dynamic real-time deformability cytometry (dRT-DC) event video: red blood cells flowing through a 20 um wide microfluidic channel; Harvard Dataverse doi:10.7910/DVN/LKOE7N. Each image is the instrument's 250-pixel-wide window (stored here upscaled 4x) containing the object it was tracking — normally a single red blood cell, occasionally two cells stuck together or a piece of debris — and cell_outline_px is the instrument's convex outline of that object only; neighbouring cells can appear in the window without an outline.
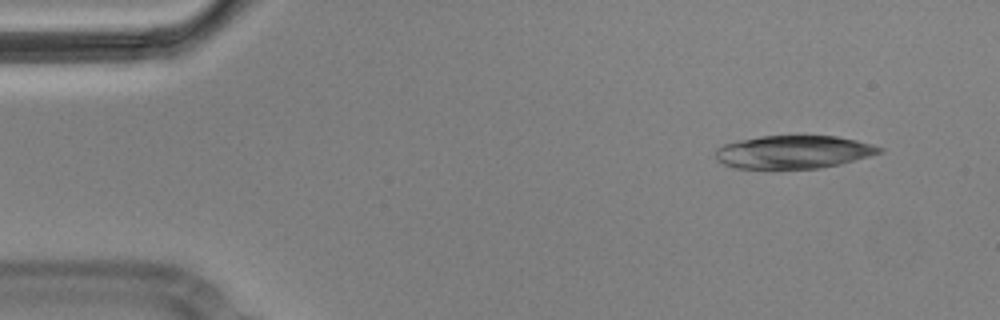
{"species": "Egyptian fruit bat (a non-hibernating species)", "species_latin": "Rousettus aegyptiacus", "temperature_condition": "cold", "stored_images_in_passage": 6, "camera_frame_rate_fps": 3000, "um_per_image_px": 0.085, "animal": {"sex": "male"}, "frame": {"image": 1, "passage_image": 2, "time_ms": 0.333, "image_size_px": [1000, 320], "cell_outline_px": [[884, 152], [840, 164], [820, 168], [736, 168], [724, 164], [716, 160], [716, 148], [724, 144], [740, 140], [760, 136], [836, 136], [856, 140], [872, 144], [884, 148]], "centroid_in_image_um": [67.46, 12.91], "position_along_channel_um": 17.5, "area_um2": 31.44}}